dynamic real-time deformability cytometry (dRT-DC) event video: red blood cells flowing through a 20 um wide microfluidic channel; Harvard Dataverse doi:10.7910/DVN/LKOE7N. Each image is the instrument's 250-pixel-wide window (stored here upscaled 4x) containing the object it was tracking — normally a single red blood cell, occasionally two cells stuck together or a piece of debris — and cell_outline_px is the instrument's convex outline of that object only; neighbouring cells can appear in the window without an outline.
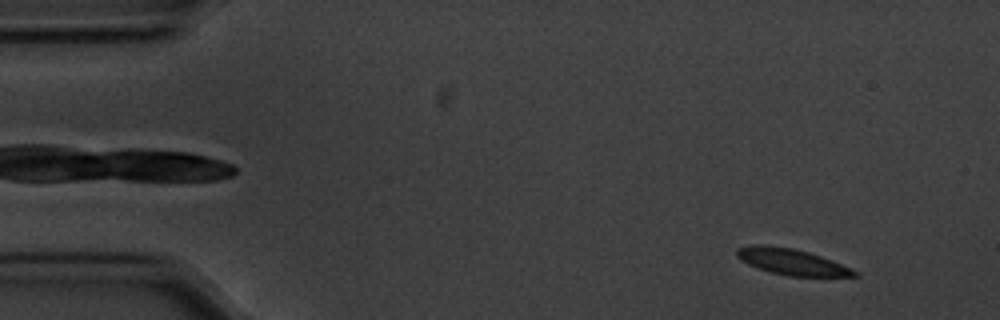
{"species": "common noctule bat (a hibernating species)", "species_latin": "Nyctalus noctula", "temperature_condition": "cold", "stored_images_in_passage": 52, "camera_frame_rate_fps": 3000, "um_per_image_px": 0.085, "animal": {"sex": "male", "body_mass_g": 20.1, "forearm_length_mm": 53.5}, "frame": {"image": 1, "passage_image": 1, "time_ms": 0.0, "image_size_px": [1000, 320], "cell_outline_px": [[860, 276], [788, 276], [756, 268], [740, 260], [736, 256], [736, 248], [752, 244], [764, 244], [792, 248], [808, 252], [832, 260], [852, 268], [860, 272]], "centroid_in_image_um": [67.28, 22.24], "position_along_channel_um": 17.7, "area_um2": 18.03}}
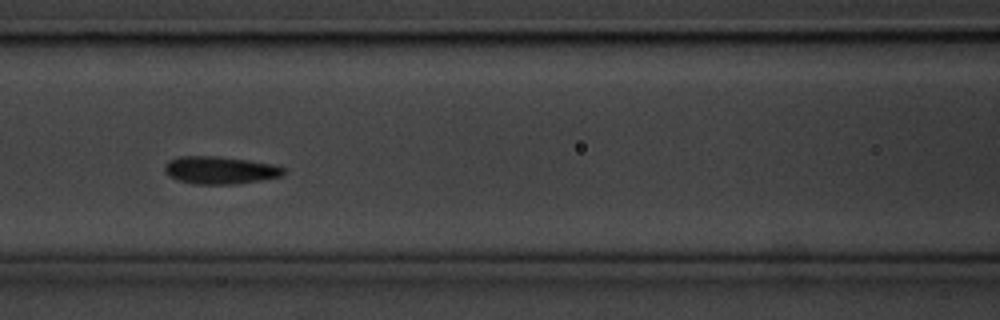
{"frame": {"image": 2, "passage_image": 20, "time_ms": 6.333, "image_size_px": [1000, 320], "cell_outline_px": [[284, 172], [280, 176], [240, 184], [192, 184], [168, 176], [164, 172], [164, 164], [168, 160], [180, 156], [216, 156], [248, 160], [276, 164], [284, 168]], "centroid_in_image_um": [18.67, 14.46], "position_along_channel_um": 147.9, "area_um2": 19.25}}
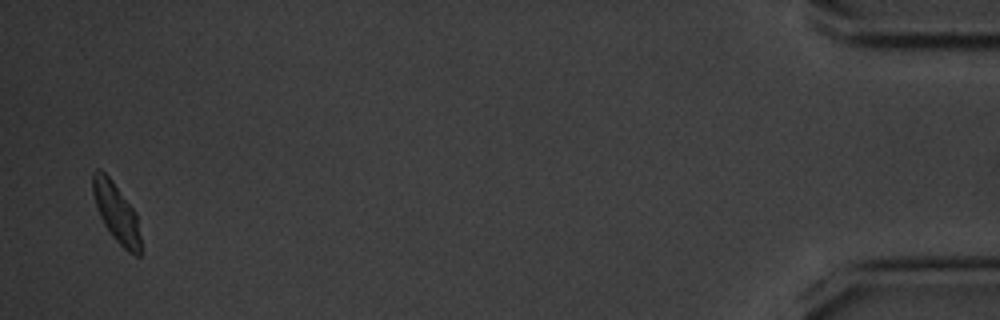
{"frame": {"image": 3, "passage_image": 51, "time_ms": 16.667, "image_size_px": [1000, 320], "cell_outline_px": [[140, 256], [136, 256], [128, 252], [112, 236], [104, 224], [100, 216], [92, 192], [92, 172], [96, 168], [100, 168], [112, 180], [136, 212], [140, 236]], "centroid_in_image_um": [9.88, 18.04], "position_along_channel_um": 425.3, "area_um2": 16.42}, "authors_computed_cell_mechanics": {"area_um2": 18.1203, "velocity_mm_per_s": 3.5197, "shape_relaxation_time_tau1_ms": 2.2812, "shape_relaxation_time_tau2_ms": 2.4901, "deformation_change_tau1": 0.1015, "deformation_change_tau2": 0.0531}}